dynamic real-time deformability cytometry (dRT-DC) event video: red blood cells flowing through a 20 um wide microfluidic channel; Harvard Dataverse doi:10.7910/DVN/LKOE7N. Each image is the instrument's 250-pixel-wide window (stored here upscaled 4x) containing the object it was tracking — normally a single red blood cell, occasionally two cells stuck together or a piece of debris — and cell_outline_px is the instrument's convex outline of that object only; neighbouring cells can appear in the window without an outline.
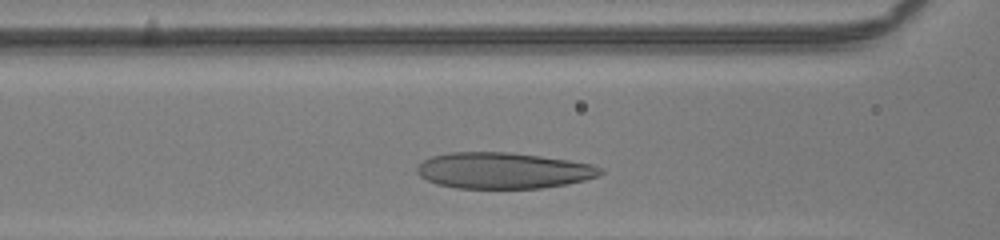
{"species": "human", "species_latin": "Homo sapiens", "temperature_condition": "room temperature", "stored_images_in_passage": 26, "camera_frame_rate_fps": 3000, "um_per_image_px": 0.085, "donor": {"sex": "male"}, "frame": {"image": 1, "passage_image": 6, "time_ms": 1.667, "image_size_px": [1000, 240], "cell_outline_px": [[604, 172], [596, 176], [584, 180], [568, 184], [540, 188], [456, 188], [436, 184], [420, 176], [416, 172], [416, 168], [424, 160], [432, 156], [448, 152], [508, 152], [540, 156], [568, 160], [592, 164], [604, 168]], "centroid_in_image_um": [42.78, 14.49], "position_along_channel_um": 123.8, "area_um2": 38.61}}
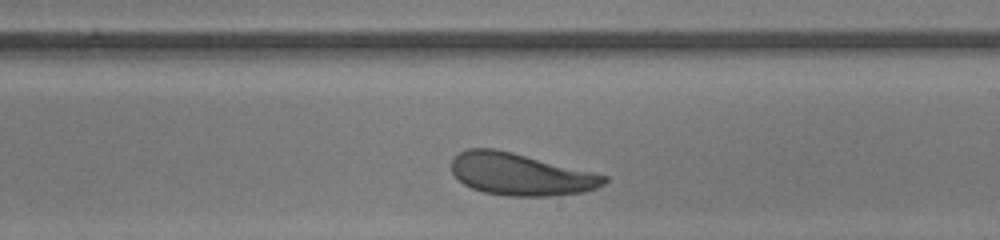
{"frame": {"image": 2, "passage_image": 15, "time_ms": 4.667, "image_size_px": [1000, 240], "cell_outline_px": [[608, 180], [604, 184], [596, 188], [584, 192], [548, 196], [508, 196], [484, 192], [472, 188], [464, 184], [452, 172], [452, 156], [468, 148], [496, 148], [608, 176]], "centroid_in_image_um": [44.22, 14.81], "position_along_channel_um": 244.8, "area_um2": 37.28}}
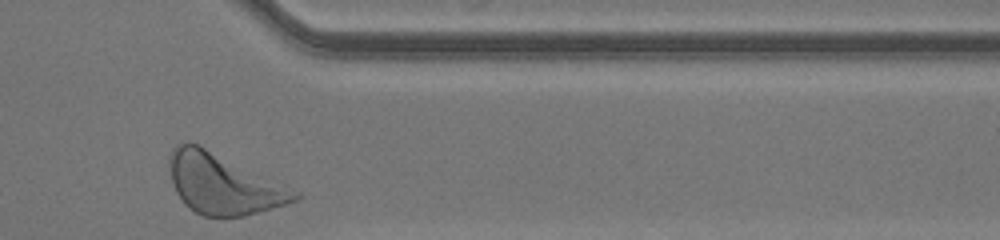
{"frame": {"image": 3, "passage_image": 26, "time_ms": 8.333, "image_size_px": [1000, 240], "cell_outline_px": [[300, 196], [296, 200], [284, 204], [244, 216], [204, 216], [196, 212], [184, 204], [176, 192], [172, 180], [168, 164], [172, 148], [180, 144], [196, 144], [300, 192]], "centroid_in_image_um": [18.94, 15.66], "position_along_channel_um": 392.5, "area_um2": 42.71}, "authors_computed_cell_mechanics": {"area_um2": 37.5122, "velocity_mm_per_s": 4.0417, "shape_relaxation_time_tau1_ms": 4.7521, "shape_relaxation_time_tau2_ms": null, "deformation_change_tau1": 0.182, "deformation_change_tau2": null}}